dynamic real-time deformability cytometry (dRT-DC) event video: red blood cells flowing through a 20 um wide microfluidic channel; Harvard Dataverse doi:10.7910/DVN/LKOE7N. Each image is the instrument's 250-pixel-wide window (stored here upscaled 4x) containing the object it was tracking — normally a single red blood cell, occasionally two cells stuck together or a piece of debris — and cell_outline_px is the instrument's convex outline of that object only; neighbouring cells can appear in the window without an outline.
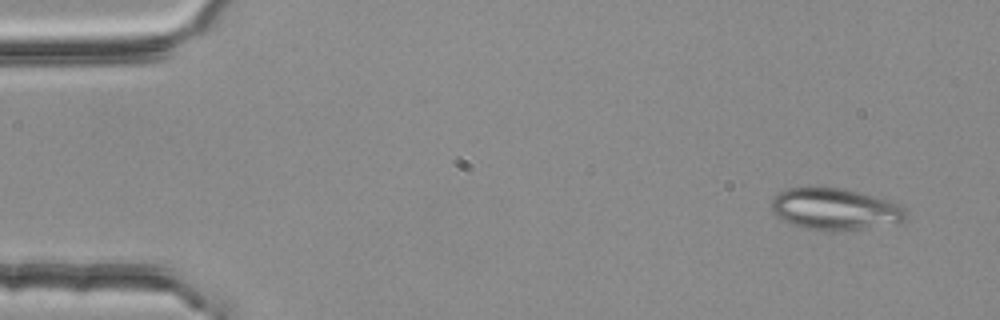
{"species": "common noctule bat (a hibernating species)", "species_latin": "Nyctalus noctula", "temperature_condition": "room temperature", "stored_images_in_passage": 5, "camera_frame_rate_fps": 3000, "um_per_image_px": 0.085, "animal": {"sex": "female", "body_mass_g": 25.1}, "frame": {"image": 1, "passage_image": 1, "time_ms": 0.0, "image_size_px": [1000, 320], "cell_outline_px": [[908, 216], [900, 224], [836, 232], [832, 232], [808, 228], [792, 224], [780, 220], [772, 212], [772, 200], [780, 192], [788, 188], [840, 188], [892, 200], [900, 204], [904, 208]], "centroid_in_image_um": [71.04, 17.8], "position_along_channel_um": 14.0, "area_um2": 33.0}}